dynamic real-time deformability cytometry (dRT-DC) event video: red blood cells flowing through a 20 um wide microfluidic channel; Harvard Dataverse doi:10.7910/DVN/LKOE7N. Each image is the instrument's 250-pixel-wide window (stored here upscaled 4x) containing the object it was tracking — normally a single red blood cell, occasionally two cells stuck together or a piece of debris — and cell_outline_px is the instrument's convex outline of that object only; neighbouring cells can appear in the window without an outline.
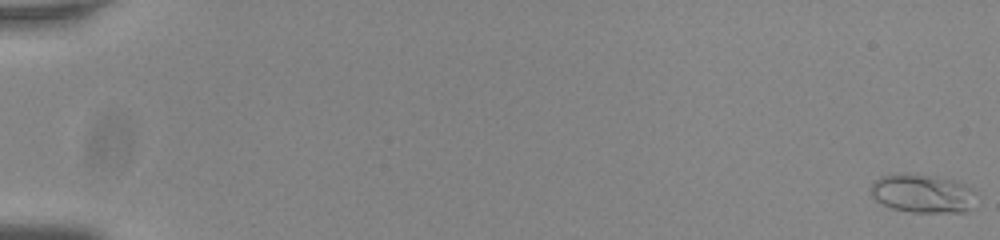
{"species": "common noctule bat (a hibernating species)", "species_latin": "Nyctalus noctula", "temperature_condition": "room temperature", "stored_images_in_passage": 55, "camera_frame_rate_fps": 3000, "um_per_image_px": 0.085, "animal": {"sex": "male", "body_mass_g": 20.0, "forearm_length_mm": 53.3}, "frame": {"image": 1, "passage_image": 1, "time_ms": 0.0, "image_size_px": [1000, 240], "cell_outline_px": [[968, 208], [964, 212], [912, 212], [892, 208], [876, 200], [872, 196], [868, 188], [880, 176], [936, 176], [956, 180], [964, 184], [968, 188]], "centroid_in_image_um": [78.29, 16.47], "position_along_channel_um": 6.7, "area_um2": 22.31}}
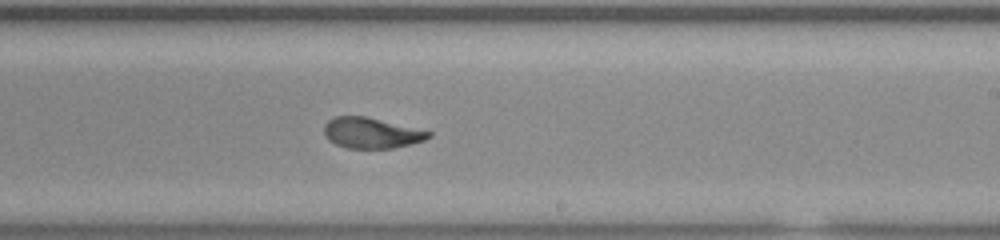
{"frame": {"image": 2, "passage_image": 36, "time_ms": 11.667, "image_size_px": [1000, 240], "cell_outline_px": [[432, 136], [424, 140], [392, 148], [348, 148], [336, 144], [328, 140], [324, 132], [324, 124], [328, 120], [336, 116], [364, 116], [432, 132]], "centroid_in_image_um": [31.53, 11.3], "position_along_channel_um": 257.5, "area_um2": 18.38}}
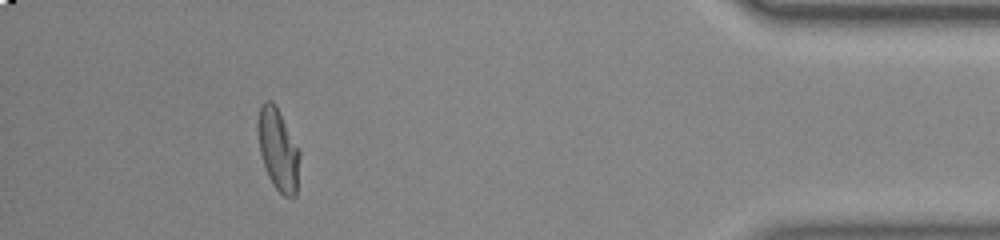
{"frame": {"image": 3, "passage_image": 52, "time_ms": 17.0, "image_size_px": [1000, 240], "cell_outline_px": [[300, 156], [296, 196], [284, 196], [272, 184], [268, 176], [260, 152], [256, 124], [260, 104], [264, 100], [272, 100], [276, 104], [300, 152]], "centroid_in_image_um": [23.62, 12.66], "position_along_channel_um": 411.6, "area_um2": 20.06}}